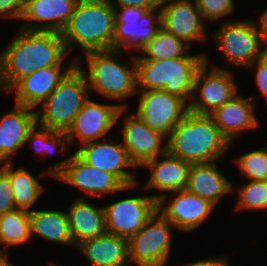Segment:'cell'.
<instances>
[{"mask_svg": "<svg viewBox=\"0 0 267 266\" xmlns=\"http://www.w3.org/2000/svg\"><path fill=\"white\" fill-rule=\"evenodd\" d=\"M91 266H130L127 238L105 232L75 248Z\"/></svg>", "mask_w": 267, "mask_h": 266, "instance_id": "24", "label": "cell"}, {"mask_svg": "<svg viewBox=\"0 0 267 266\" xmlns=\"http://www.w3.org/2000/svg\"><path fill=\"white\" fill-rule=\"evenodd\" d=\"M208 57L205 54V62L197 70L194 79L188 104L189 112L194 114L209 115L240 92L234 71L211 63Z\"/></svg>", "mask_w": 267, "mask_h": 266, "instance_id": "9", "label": "cell"}, {"mask_svg": "<svg viewBox=\"0 0 267 266\" xmlns=\"http://www.w3.org/2000/svg\"><path fill=\"white\" fill-rule=\"evenodd\" d=\"M36 124L34 109L14 104L0 119V164L13 163L18 150L25 146L29 131Z\"/></svg>", "mask_w": 267, "mask_h": 266, "instance_id": "22", "label": "cell"}, {"mask_svg": "<svg viewBox=\"0 0 267 266\" xmlns=\"http://www.w3.org/2000/svg\"><path fill=\"white\" fill-rule=\"evenodd\" d=\"M232 161L246 179L267 181V142L261 148L259 146L258 149L233 157Z\"/></svg>", "mask_w": 267, "mask_h": 266, "instance_id": "33", "label": "cell"}, {"mask_svg": "<svg viewBox=\"0 0 267 266\" xmlns=\"http://www.w3.org/2000/svg\"><path fill=\"white\" fill-rule=\"evenodd\" d=\"M124 116L125 118L120 120L124 123L121 143L136 167L140 168L145 162L167 151L165 136L149 128L134 112Z\"/></svg>", "mask_w": 267, "mask_h": 266, "instance_id": "17", "label": "cell"}, {"mask_svg": "<svg viewBox=\"0 0 267 266\" xmlns=\"http://www.w3.org/2000/svg\"><path fill=\"white\" fill-rule=\"evenodd\" d=\"M115 23L139 22L142 16L148 11L139 7H114Z\"/></svg>", "mask_w": 267, "mask_h": 266, "instance_id": "37", "label": "cell"}, {"mask_svg": "<svg viewBox=\"0 0 267 266\" xmlns=\"http://www.w3.org/2000/svg\"><path fill=\"white\" fill-rule=\"evenodd\" d=\"M172 226L157 210L139 232L127 239L130 265L168 266L173 244Z\"/></svg>", "mask_w": 267, "mask_h": 266, "instance_id": "10", "label": "cell"}, {"mask_svg": "<svg viewBox=\"0 0 267 266\" xmlns=\"http://www.w3.org/2000/svg\"><path fill=\"white\" fill-rule=\"evenodd\" d=\"M262 99H264V100H265V102H264V103H265V105H266L265 107H267V94H266L265 96H263V97H262Z\"/></svg>", "mask_w": 267, "mask_h": 266, "instance_id": "43", "label": "cell"}, {"mask_svg": "<svg viewBox=\"0 0 267 266\" xmlns=\"http://www.w3.org/2000/svg\"><path fill=\"white\" fill-rule=\"evenodd\" d=\"M259 17L256 18V20L258 19L257 21L253 19V23L256 27V30L260 34V37L267 44V6L263 12H260Z\"/></svg>", "mask_w": 267, "mask_h": 266, "instance_id": "41", "label": "cell"}, {"mask_svg": "<svg viewBox=\"0 0 267 266\" xmlns=\"http://www.w3.org/2000/svg\"><path fill=\"white\" fill-rule=\"evenodd\" d=\"M197 7L206 22L230 21L228 16L235 12L237 6L235 0H195ZM226 18V19H225Z\"/></svg>", "mask_w": 267, "mask_h": 266, "instance_id": "34", "label": "cell"}, {"mask_svg": "<svg viewBox=\"0 0 267 266\" xmlns=\"http://www.w3.org/2000/svg\"><path fill=\"white\" fill-rule=\"evenodd\" d=\"M217 166V161L191 164L185 188L215 207L226 195L233 194L232 181Z\"/></svg>", "mask_w": 267, "mask_h": 266, "instance_id": "23", "label": "cell"}, {"mask_svg": "<svg viewBox=\"0 0 267 266\" xmlns=\"http://www.w3.org/2000/svg\"><path fill=\"white\" fill-rule=\"evenodd\" d=\"M13 163H1L0 168L8 175L17 209L32 211L35 203L44 193L45 186L27 170V167H14Z\"/></svg>", "mask_w": 267, "mask_h": 266, "instance_id": "28", "label": "cell"}, {"mask_svg": "<svg viewBox=\"0 0 267 266\" xmlns=\"http://www.w3.org/2000/svg\"><path fill=\"white\" fill-rule=\"evenodd\" d=\"M114 31L115 10L110 3L106 0H79L61 34L68 54L77 45L84 55L111 50Z\"/></svg>", "mask_w": 267, "mask_h": 266, "instance_id": "4", "label": "cell"}, {"mask_svg": "<svg viewBox=\"0 0 267 266\" xmlns=\"http://www.w3.org/2000/svg\"><path fill=\"white\" fill-rule=\"evenodd\" d=\"M24 0H0V18L20 20Z\"/></svg>", "mask_w": 267, "mask_h": 266, "instance_id": "38", "label": "cell"}, {"mask_svg": "<svg viewBox=\"0 0 267 266\" xmlns=\"http://www.w3.org/2000/svg\"><path fill=\"white\" fill-rule=\"evenodd\" d=\"M167 152L194 163L221 161L231 144L209 115L188 112L166 138Z\"/></svg>", "mask_w": 267, "mask_h": 266, "instance_id": "3", "label": "cell"}, {"mask_svg": "<svg viewBox=\"0 0 267 266\" xmlns=\"http://www.w3.org/2000/svg\"><path fill=\"white\" fill-rule=\"evenodd\" d=\"M9 254H2L0 256V266H14L8 259Z\"/></svg>", "mask_w": 267, "mask_h": 266, "instance_id": "42", "label": "cell"}, {"mask_svg": "<svg viewBox=\"0 0 267 266\" xmlns=\"http://www.w3.org/2000/svg\"><path fill=\"white\" fill-rule=\"evenodd\" d=\"M68 55L60 32L18 28L0 52V90L7 94L20 79L35 70L65 65Z\"/></svg>", "mask_w": 267, "mask_h": 266, "instance_id": "1", "label": "cell"}, {"mask_svg": "<svg viewBox=\"0 0 267 266\" xmlns=\"http://www.w3.org/2000/svg\"><path fill=\"white\" fill-rule=\"evenodd\" d=\"M106 232L129 238L141 230L157 211L153 195L132 196L105 205Z\"/></svg>", "mask_w": 267, "mask_h": 266, "instance_id": "15", "label": "cell"}, {"mask_svg": "<svg viewBox=\"0 0 267 266\" xmlns=\"http://www.w3.org/2000/svg\"><path fill=\"white\" fill-rule=\"evenodd\" d=\"M56 263H53V262H51V264L49 265V266H63L62 264H60V265H58V264H56Z\"/></svg>", "mask_w": 267, "mask_h": 266, "instance_id": "44", "label": "cell"}, {"mask_svg": "<svg viewBox=\"0 0 267 266\" xmlns=\"http://www.w3.org/2000/svg\"><path fill=\"white\" fill-rule=\"evenodd\" d=\"M90 98L84 103L73 123L65 132L69 146H73L76 139L80 143H78L79 146L106 139V135L120 122L119 119L127 111L129 112L128 108H121L119 103L103 104Z\"/></svg>", "mask_w": 267, "mask_h": 266, "instance_id": "11", "label": "cell"}, {"mask_svg": "<svg viewBox=\"0 0 267 266\" xmlns=\"http://www.w3.org/2000/svg\"><path fill=\"white\" fill-rule=\"evenodd\" d=\"M215 208L209 201L186 189L167 193L157 200V210L173 225V229L185 233L199 228Z\"/></svg>", "mask_w": 267, "mask_h": 266, "instance_id": "14", "label": "cell"}, {"mask_svg": "<svg viewBox=\"0 0 267 266\" xmlns=\"http://www.w3.org/2000/svg\"><path fill=\"white\" fill-rule=\"evenodd\" d=\"M191 163L177 158L167 151L155 159L145 162L141 168H148L150 176L145 185L141 187L143 190H156L153 197L158 200L163 195L185 189L188 181V174Z\"/></svg>", "mask_w": 267, "mask_h": 266, "instance_id": "21", "label": "cell"}, {"mask_svg": "<svg viewBox=\"0 0 267 266\" xmlns=\"http://www.w3.org/2000/svg\"><path fill=\"white\" fill-rule=\"evenodd\" d=\"M66 212L75 246L106 232L104 207L91 204L87 196L73 198Z\"/></svg>", "mask_w": 267, "mask_h": 266, "instance_id": "25", "label": "cell"}, {"mask_svg": "<svg viewBox=\"0 0 267 266\" xmlns=\"http://www.w3.org/2000/svg\"><path fill=\"white\" fill-rule=\"evenodd\" d=\"M73 59L68 66L56 65L38 69L20 79L7 93L15 94L16 105L37 109L77 65Z\"/></svg>", "mask_w": 267, "mask_h": 266, "instance_id": "18", "label": "cell"}, {"mask_svg": "<svg viewBox=\"0 0 267 266\" xmlns=\"http://www.w3.org/2000/svg\"><path fill=\"white\" fill-rule=\"evenodd\" d=\"M31 236L30 212L15 209L0 215V251L9 254L12 246H24Z\"/></svg>", "mask_w": 267, "mask_h": 266, "instance_id": "30", "label": "cell"}, {"mask_svg": "<svg viewBox=\"0 0 267 266\" xmlns=\"http://www.w3.org/2000/svg\"><path fill=\"white\" fill-rule=\"evenodd\" d=\"M113 7H139L149 10L160 7L161 0H106Z\"/></svg>", "mask_w": 267, "mask_h": 266, "instance_id": "39", "label": "cell"}, {"mask_svg": "<svg viewBox=\"0 0 267 266\" xmlns=\"http://www.w3.org/2000/svg\"><path fill=\"white\" fill-rule=\"evenodd\" d=\"M45 171L38 173L40 178L50 176L73 186L87 196L101 197L118 192H127L140 186V181L124 186L113 174L85 163L75 152L62 161L55 162ZM138 185V186H137Z\"/></svg>", "mask_w": 267, "mask_h": 266, "instance_id": "7", "label": "cell"}, {"mask_svg": "<svg viewBox=\"0 0 267 266\" xmlns=\"http://www.w3.org/2000/svg\"><path fill=\"white\" fill-rule=\"evenodd\" d=\"M205 57L135 60L136 90H163L190 103L197 70Z\"/></svg>", "mask_w": 267, "mask_h": 266, "instance_id": "5", "label": "cell"}, {"mask_svg": "<svg viewBox=\"0 0 267 266\" xmlns=\"http://www.w3.org/2000/svg\"><path fill=\"white\" fill-rule=\"evenodd\" d=\"M90 97L88 83L76 65L48 98L35 109L36 124L66 132Z\"/></svg>", "mask_w": 267, "mask_h": 266, "instance_id": "6", "label": "cell"}, {"mask_svg": "<svg viewBox=\"0 0 267 266\" xmlns=\"http://www.w3.org/2000/svg\"><path fill=\"white\" fill-rule=\"evenodd\" d=\"M28 145L29 149H35L40 157L46 159L53 153L59 152L64 155L66 149H70L68 138L63 131H54L49 128L41 127L35 124L29 131L25 140V147Z\"/></svg>", "mask_w": 267, "mask_h": 266, "instance_id": "31", "label": "cell"}, {"mask_svg": "<svg viewBox=\"0 0 267 266\" xmlns=\"http://www.w3.org/2000/svg\"><path fill=\"white\" fill-rule=\"evenodd\" d=\"M183 266H231L228 257L212 256L201 260L188 262Z\"/></svg>", "mask_w": 267, "mask_h": 266, "instance_id": "40", "label": "cell"}, {"mask_svg": "<svg viewBox=\"0 0 267 266\" xmlns=\"http://www.w3.org/2000/svg\"><path fill=\"white\" fill-rule=\"evenodd\" d=\"M136 113L152 130L166 138L189 112L188 104L178 96L163 90L137 91Z\"/></svg>", "mask_w": 267, "mask_h": 266, "instance_id": "12", "label": "cell"}, {"mask_svg": "<svg viewBox=\"0 0 267 266\" xmlns=\"http://www.w3.org/2000/svg\"><path fill=\"white\" fill-rule=\"evenodd\" d=\"M116 138L112 141H109L107 137L103 140L88 142L74 152L88 165L113 174L124 186L138 183L135 172L128 171V169L136 168V165L122 145L121 138Z\"/></svg>", "mask_w": 267, "mask_h": 266, "instance_id": "16", "label": "cell"}, {"mask_svg": "<svg viewBox=\"0 0 267 266\" xmlns=\"http://www.w3.org/2000/svg\"><path fill=\"white\" fill-rule=\"evenodd\" d=\"M79 0H24L19 28L29 31L62 32Z\"/></svg>", "mask_w": 267, "mask_h": 266, "instance_id": "19", "label": "cell"}, {"mask_svg": "<svg viewBox=\"0 0 267 266\" xmlns=\"http://www.w3.org/2000/svg\"><path fill=\"white\" fill-rule=\"evenodd\" d=\"M128 55L129 60H124L121 50L89 52L82 55L87 68L82 65V59L77 58V66L86 77L90 95L95 92L112 101H119L121 108L129 109L127 98H134L137 90L135 54Z\"/></svg>", "mask_w": 267, "mask_h": 266, "instance_id": "2", "label": "cell"}, {"mask_svg": "<svg viewBox=\"0 0 267 266\" xmlns=\"http://www.w3.org/2000/svg\"><path fill=\"white\" fill-rule=\"evenodd\" d=\"M160 28L161 12L159 7L147 11L139 22L115 23L112 49L138 53Z\"/></svg>", "mask_w": 267, "mask_h": 266, "instance_id": "26", "label": "cell"}, {"mask_svg": "<svg viewBox=\"0 0 267 266\" xmlns=\"http://www.w3.org/2000/svg\"><path fill=\"white\" fill-rule=\"evenodd\" d=\"M220 23V27L211 35L223 54L225 66L247 69L267 52V44L260 37L252 19H230Z\"/></svg>", "mask_w": 267, "mask_h": 266, "instance_id": "8", "label": "cell"}, {"mask_svg": "<svg viewBox=\"0 0 267 266\" xmlns=\"http://www.w3.org/2000/svg\"><path fill=\"white\" fill-rule=\"evenodd\" d=\"M31 236L58 243L63 246H74L70 232L67 212L55 209L30 211Z\"/></svg>", "mask_w": 267, "mask_h": 266, "instance_id": "27", "label": "cell"}, {"mask_svg": "<svg viewBox=\"0 0 267 266\" xmlns=\"http://www.w3.org/2000/svg\"><path fill=\"white\" fill-rule=\"evenodd\" d=\"M251 71H255V83L259 89L261 95L256 96V98H261L267 94V52L259 59L255 60L250 66H248Z\"/></svg>", "mask_w": 267, "mask_h": 266, "instance_id": "36", "label": "cell"}, {"mask_svg": "<svg viewBox=\"0 0 267 266\" xmlns=\"http://www.w3.org/2000/svg\"><path fill=\"white\" fill-rule=\"evenodd\" d=\"M253 99V96L247 98L239 92L209 114L231 147L245 131L259 127Z\"/></svg>", "mask_w": 267, "mask_h": 266, "instance_id": "20", "label": "cell"}, {"mask_svg": "<svg viewBox=\"0 0 267 266\" xmlns=\"http://www.w3.org/2000/svg\"><path fill=\"white\" fill-rule=\"evenodd\" d=\"M192 46L160 28L156 35L135 54V60H162L180 57H205L206 52L192 54Z\"/></svg>", "mask_w": 267, "mask_h": 266, "instance_id": "29", "label": "cell"}, {"mask_svg": "<svg viewBox=\"0 0 267 266\" xmlns=\"http://www.w3.org/2000/svg\"><path fill=\"white\" fill-rule=\"evenodd\" d=\"M232 184V193H237V203L235 209L237 211H265L267 212V181L248 180L244 185L237 189Z\"/></svg>", "mask_w": 267, "mask_h": 266, "instance_id": "32", "label": "cell"}, {"mask_svg": "<svg viewBox=\"0 0 267 266\" xmlns=\"http://www.w3.org/2000/svg\"><path fill=\"white\" fill-rule=\"evenodd\" d=\"M17 209L8 175L0 168V215Z\"/></svg>", "mask_w": 267, "mask_h": 266, "instance_id": "35", "label": "cell"}, {"mask_svg": "<svg viewBox=\"0 0 267 266\" xmlns=\"http://www.w3.org/2000/svg\"><path fill=\"white\" fill-rule=\"evenodd\" d=\"M161 27L177 38L204 44L209 40V30L195 0H161Z\"/></svg>", "mask_w": 267, "mask_h": 266, "instance_id": "13", "label": "cell"}]
</instances>
